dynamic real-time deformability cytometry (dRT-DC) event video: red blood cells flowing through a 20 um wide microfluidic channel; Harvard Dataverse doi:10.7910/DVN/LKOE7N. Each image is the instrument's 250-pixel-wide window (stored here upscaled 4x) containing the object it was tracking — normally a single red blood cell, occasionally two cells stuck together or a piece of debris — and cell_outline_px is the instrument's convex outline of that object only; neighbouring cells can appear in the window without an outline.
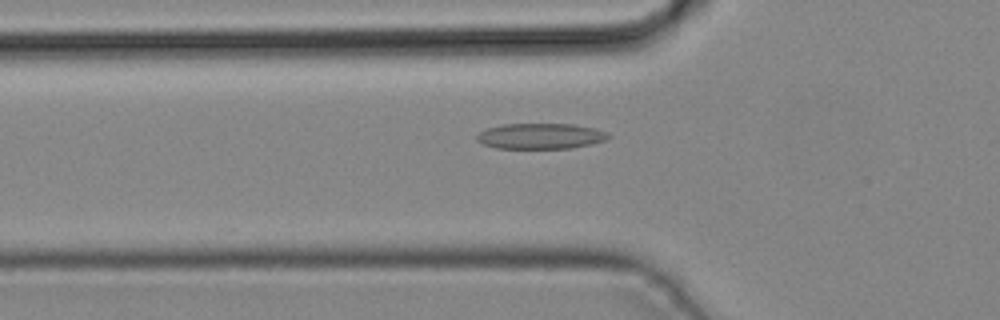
{"species": "common noctule bat (a hibernating species)", "species_latin": "Nyctalus noctula", "temperature_condition": "cold", "stored_images_in_passage": 44, "camera_frame_rate_fps": 3000, "um_per_image_px": 0.085, "animal": {"sex": "male", "body_mass_g": 19.2, "forearm_length_mm": 51.8}, "frame": {"image": 1, "passage_image": 15, "time_ms": 4.667, "image_size_px": [1000, 320], "cell_outline_px": [[608, 136], [604, 140], [592, 144], [572, 148], [496, 148], [484, 144], [476, 140], [476, 136], [480, 132], [488, 128], [504, 124], [572, 124], [596, 128], [604, 132]], "centroid_in_image_um": [45.92, 11.57], "position_along_channel_um": 79.9, "area_um2": 19.42}}
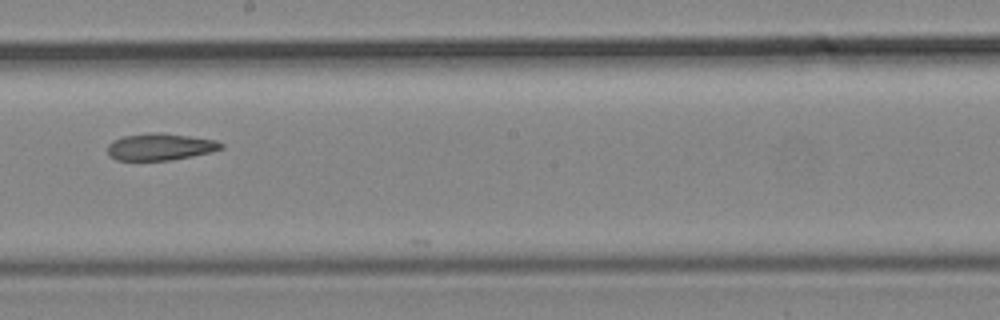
{"frame": {"image": 2, "passage_image": 25, "time_ms": 8.0, "image_size_px": [1000, 320], "cell_outline_px": [[224, 148], [212, 152], [172, 160], [116, 160], [108, 156], [108, 144], [112, 140], [124, 136], [148, 132], [160, 132], [216, 140], [224, 144]], "centroid_in_image_um": [13.61, 12.48], "position_along_channel_um": 234.6, "area_um2": 17.98}}
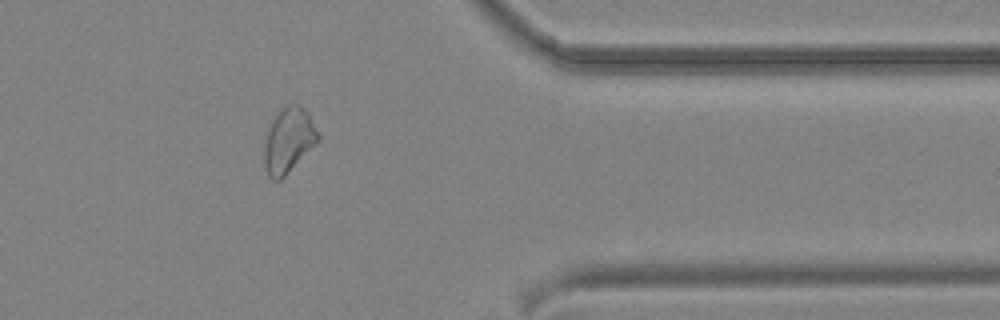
{"frame": {"image": 3, "passage_image": 36, "time_ms": 11.667, "image_size_px": [1000, 320], "cell_outline_px": [[320, 140], [280, 180], [272, 180], [268, 176], [264, 164], [264, 144], [268, 128], [276, 112], [280, 108], [288, 104], [296, 104], [304, 108], [308, 112], [320, 136]], "centroid_in_image_um": [24.52, 11.9], "position_along_channel_um": 386.9, "area_um2": 20.46}}